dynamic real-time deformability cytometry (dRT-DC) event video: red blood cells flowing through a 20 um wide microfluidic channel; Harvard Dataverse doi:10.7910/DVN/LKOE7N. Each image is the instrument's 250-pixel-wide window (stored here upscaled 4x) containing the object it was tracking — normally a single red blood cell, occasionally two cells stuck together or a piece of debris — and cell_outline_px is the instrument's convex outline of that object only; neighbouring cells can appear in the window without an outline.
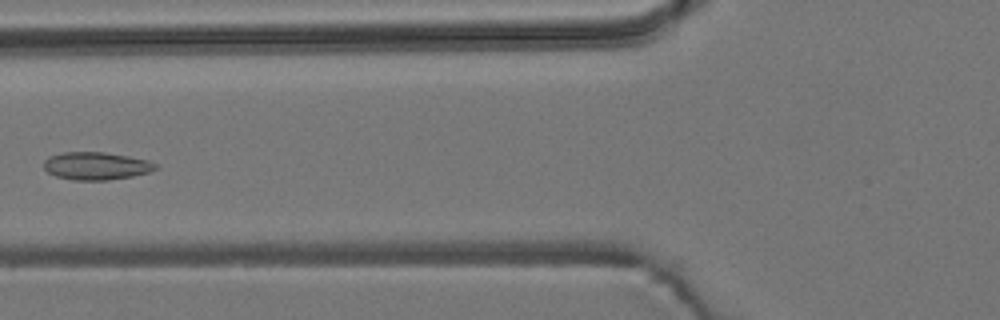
{"species": "common noctule bat (a hibernating species)", "species_latin": "Nyctalus noctula", "temperature_condition": "room temperature", "stored_images_in_passage": 7, "camera_frame_rate_fps": 3000, "um_per_image_px": 0.085, "animal": {"sex": "male", "body_mass_g": 19.2, "forearm_length_mm": 51.8}, "frame": {"image": 1, "passage_image": 7, "time_ms": 7.0, "image_size_px": [1000, 320], "cell_outline_px": [[160, 168], [148, 172], [132, 176], [108, 180], [72, 180], [56, 176], [48, 172], [44, 168], [44, 160], [48, 156], [64, 152], [104, 152], [128, 156], [148, 160], [160, 164]], "centroid_in_image_um": [8.2, 14.1], "position_along_channel_um": 117.6, "area_um2": 18.21}}